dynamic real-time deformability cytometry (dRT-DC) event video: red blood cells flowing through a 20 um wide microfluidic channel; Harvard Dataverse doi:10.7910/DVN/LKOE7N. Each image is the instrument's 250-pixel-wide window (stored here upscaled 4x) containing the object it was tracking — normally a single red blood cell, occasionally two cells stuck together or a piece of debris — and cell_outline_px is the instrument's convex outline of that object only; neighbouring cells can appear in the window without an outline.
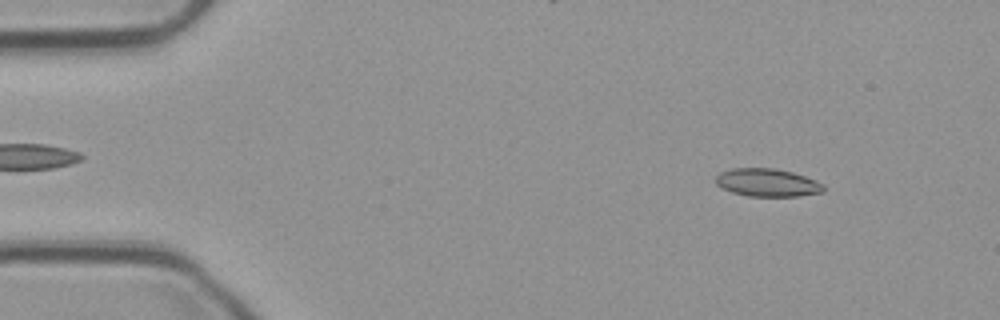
{"species": "common noctule bat (a hibernating species)", "species_latin": "Nyctalus noctula", "temperature_condition": "cold", "stored_images_in_passage": 54, "camera_frame_rate_fps": 3000, "um_per_image_px": 0.085, "animal": {"sex": "male", "body_mass_g": 23.1, "forearm_length_mm": 52.7}, "frame": {"image": 1, "passage_image": 6, "time_ms": 1.667, "image_size_px": [1000, 320], "cell_outline_px": [[824, 192], [800, 196], [748, 196], [732, 192], [720, 188], [716, 184], [716, 176], [720, 172], [732, 168], [776, 168], [792, 172], [816, 180], [824, 184]], "centroid_in_image_um": [65.22, 15.52], "position_along_channel_um": 19.8, "area_um2": 17.69}}
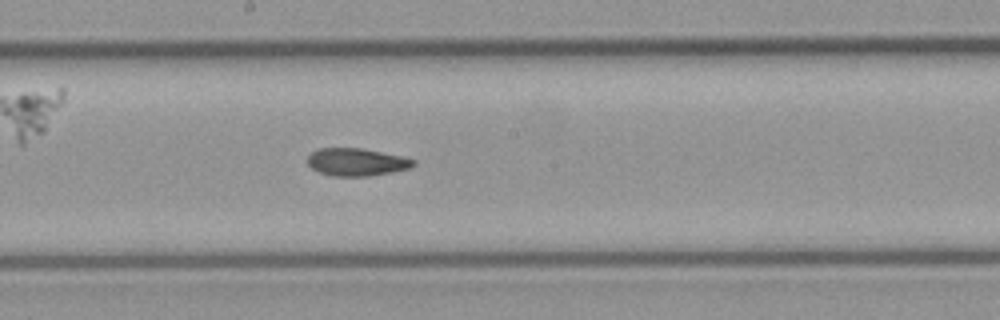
{"frame": {"image": 2, "passage_image": 29, "time_ms": 9.333, "image_size_px": [1000, 320], "cell_outline_px": [[416, 164], [412, 168], [372, 176], [332, 176], [320, 172], [312, 168], [308, 164], [308, 156], [312, 152], [320, 148], [360, 148], [400, 156], [416, 160]], "centroid_in_image_um": [30.33, 13.78], "position_along_channel_um": 217.9, "area_um2": 16.99}}
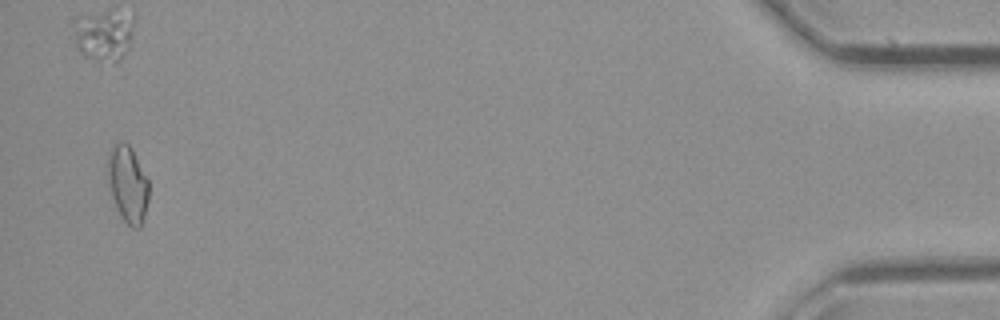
{"frame": {"image": 3, "passage_image": 53, "time_ms": 17.333, "image_size_px": [1000, 320], "cell_outline_px": [[148, 200], [144, 220], [140, 228], [132, 228], [120, 216], [112, 196], [108, 180], [108, 152], [112, 144], [120, 140], [124, 140], [132, 148], [148, 180]], "centroid_in_image_um": [10.86, 15.62], "position_along_channel_um": 424.3, "area_um2": 18.5}, "authors_computed_cell_mechanics": {"area_um2": 17.629, "velocity_mm_per_s": 3.7121, "shape_relaxation_time_tau1_ms": null, "shape_relaxation_time_tau2_ms": 3.0995, "deformation_change_tau1": null, "deformation_change_tau2": 0.0847}}